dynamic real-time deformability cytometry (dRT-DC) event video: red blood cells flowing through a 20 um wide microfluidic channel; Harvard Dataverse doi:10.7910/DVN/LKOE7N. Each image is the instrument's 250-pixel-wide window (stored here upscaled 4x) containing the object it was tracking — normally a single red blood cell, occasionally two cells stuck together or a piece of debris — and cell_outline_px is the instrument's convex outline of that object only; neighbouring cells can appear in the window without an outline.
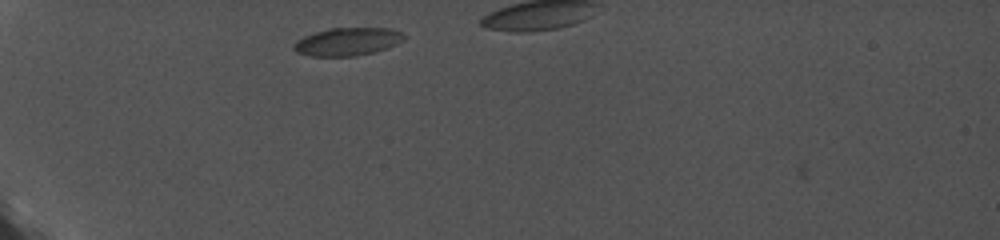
{"species": "common noctule bat (a hibernating species)", "species_latin": "Nyctalus noctula", "temperature_condition": "cold", "stored_images_in_passage": 9, "camera_frame_rate_fps": 5000, "um_per_image_px": 0.085, "animal": {"sex": "female", "body_mass_g": 19.0, "forearm_length_mm": 56.7}, "frame": {"image": 1, "passage_image": 1, "time_ms": 0.0, "image_size_px": [1000, 240], "cell_outline_px": [[404, 40], [388, 48], [356, 56], [312, 56], [296, 52], [292, 48], [292, 44], [296, 40], [304, 36], [328, 28], [392, 28], [404, 32]], "centroid_in_image_um": [29.54, 3.53], "position_along_channel_um": 55.5, "area_um2": 18.09}}